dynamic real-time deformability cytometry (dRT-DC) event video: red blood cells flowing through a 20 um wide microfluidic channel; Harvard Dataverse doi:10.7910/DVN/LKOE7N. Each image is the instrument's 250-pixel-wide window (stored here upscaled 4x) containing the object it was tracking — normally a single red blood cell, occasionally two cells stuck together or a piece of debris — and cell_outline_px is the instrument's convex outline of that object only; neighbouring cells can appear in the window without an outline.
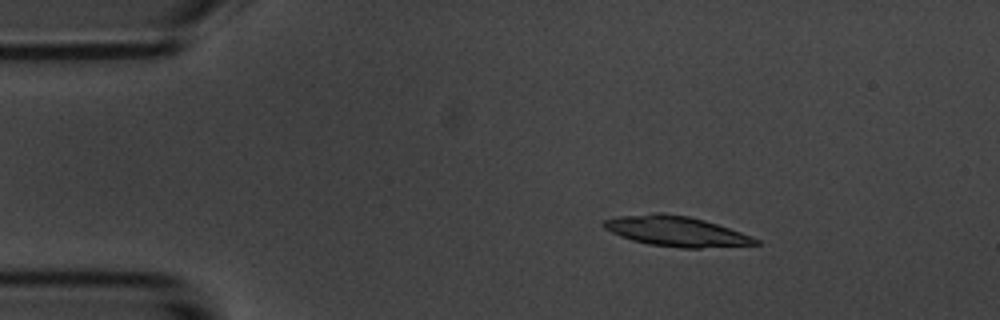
{"species": "common noctule bat (a hibernating species)", "species_latin": "Nyctalus noctula", "temperature_condition": "room temperature", "stored_images_in_passage": 5, "camera_frame_rate_fps": 3000, "um_per_image_px": 0.085, "animal": {"sex": "male", "body_mass_g": 20.1, "forearm_length_mm": 53.5}, "frame": {"image": 1, "passage_image": 3, "time_ms": 2.333, "image_size_px": [1000, 320], "cell_outline_px": [[760, 244], [700, 248], [680, 248], [648, 244], [632, 240], [620, 236], [604, 228], [600, 224], [604, 220], [616, 216], [656, 212], [660, 212], [688, 216], [704, 220], [752, 236], [760, 240]], "centroid_in_image_um": [57.43, 19.65], "position_along_channel_um": 27.6, "area_um2": 26.7}}